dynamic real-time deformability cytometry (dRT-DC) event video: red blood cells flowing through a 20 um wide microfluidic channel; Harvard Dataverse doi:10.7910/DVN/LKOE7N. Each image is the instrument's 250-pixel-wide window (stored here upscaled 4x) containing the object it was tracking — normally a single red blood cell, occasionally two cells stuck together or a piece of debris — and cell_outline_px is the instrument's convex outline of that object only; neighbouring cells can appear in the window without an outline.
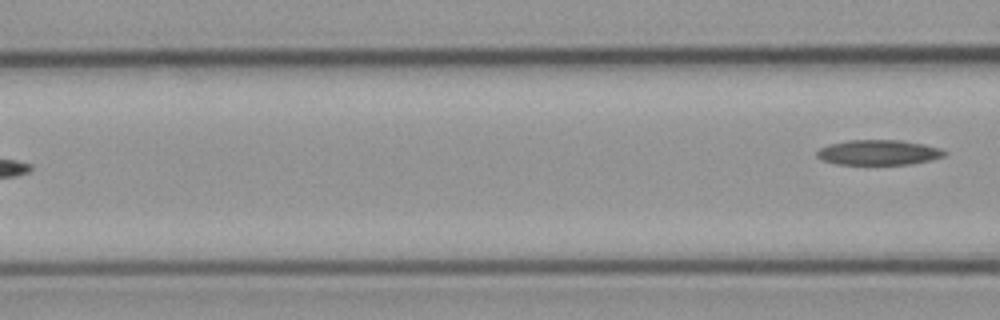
{"species": "common noctule bat (a hibernating species)", "species_latin": "Nyctalus noctula", "temperature_condition": "cold", "stored_images_in_passage": 9, "segment_of_instrument_passage": [2, 2], "camera_frame_rate_fps": 3000, "um_per_image_px": 0.085, "animal": {"sex": "male", "body_mass_g": 23.1, "forearm_length_mm": 52.7}, "frame": {"image": 1, "passage_image": 9, "time_ms": 9.667, "image_size_px": [1000, 320], "cell_outline_px": [[948, 152], [944, 156], [932, 160], [908, 164], [836, 164], [824, 160], [816, 156], [816, 152], [820, 148], [828, 144], [848, 140], [900, 140], [924, 144], [940, 148]], "centroid_in_image_um": [74.69, 12.95], "position_along_channel_um": 91.9, "area_um2": 18.67}}